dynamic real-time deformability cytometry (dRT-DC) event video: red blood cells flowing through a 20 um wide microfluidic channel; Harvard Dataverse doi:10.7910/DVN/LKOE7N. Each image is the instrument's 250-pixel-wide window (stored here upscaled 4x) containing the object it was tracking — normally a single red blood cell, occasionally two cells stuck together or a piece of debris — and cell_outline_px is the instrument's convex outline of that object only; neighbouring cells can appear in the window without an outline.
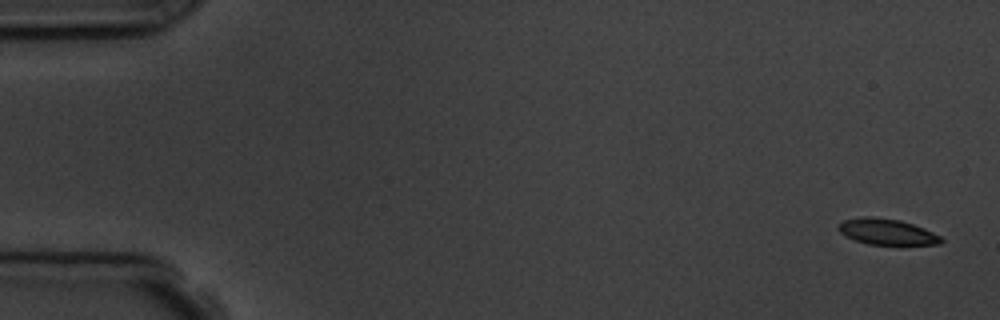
{"species": "common noctule bat (a hibernating species)", "species_latin": "Nyctalus noctula", "temperature_condition": "room temperature", "stored_images_in_passage": 6, "camera_frame_rate_fps": 3000, "um_per_image_px": 0.085, "animal": {"sex": "male", "body_mass_g": 19.5, "forearm_length_mm": 54.6}, "frame": {"image": 1, "passage_image": 1, "time_ms": 0.0, "image_size_px": [1000, 320], "cell_outline_px": [[944, 240], [940, 244], [868, 244], [844, 236], [836, 228], [836, 224], [844, 220], [864, 216], [872, 216], [900, 220], [924, 228], [940, 236]], "centroid_in_image_um": [75.33, 19.69], "position_along_channel_um": 9.7, "area_um2": 15.49}}